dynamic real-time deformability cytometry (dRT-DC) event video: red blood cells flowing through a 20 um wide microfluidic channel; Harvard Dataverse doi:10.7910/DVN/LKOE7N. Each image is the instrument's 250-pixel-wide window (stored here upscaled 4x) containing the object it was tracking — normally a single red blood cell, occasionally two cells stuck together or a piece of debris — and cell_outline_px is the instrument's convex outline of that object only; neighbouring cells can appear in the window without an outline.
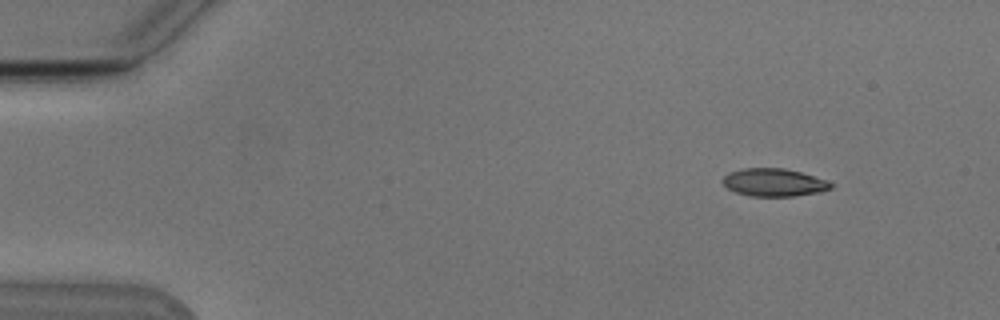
{"species": "Egyptian fruit bat (a non-hibernating species)", "species_latin": "Rousettus aegyptiacus", "temperature_condition": "cold", "stored_images_in_passage": 3, "camera_frame_rate_fps": 3000, "um_per_image_px": 0.085, "animal": {"sex": "male"}, "frame": {"image": 1, "passage_image": 1, "time_ms": 0.0, "image_size_px": [1000, 320], "cell_outline_px": [[836, 184], [832, 188], [820, 192], [792, 196], [752, 196], [736, 192], [728, 188], [720, 180], [728, 172], [744, 168], [784, 168], [800, 172]], "centroid_in_image_um": [65.77, 15.5], "position_along_channel_um": 19.2, "area_um2": 17.46}}
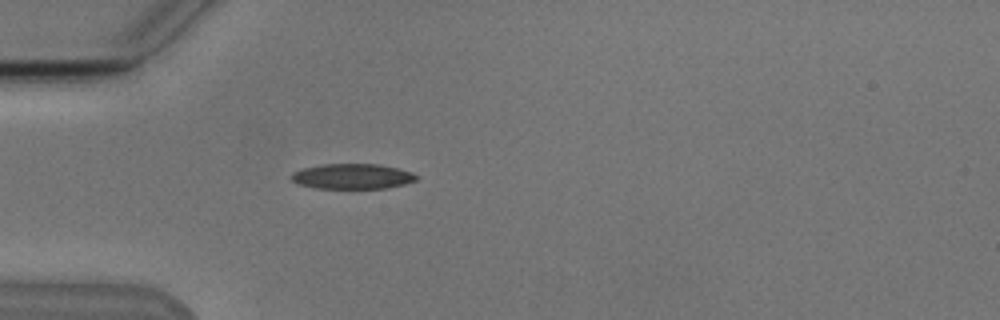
{"frame": {"image": 2, "passage_image": 3, "time_ms": 3.333, "image_size_px": [1000, 320], "cell_outline_px": [[416, 180], [404, 184], [384, 188], [316, 188], [300, 184], [292, 180], [288, 176], [292, 172], [304, 168], [324, 164], [376, 164], [396, 168], [412, 172], [416, 176]], "centroid_in_image_um": [29.91, 14.99], "position_along_channel_um": 55.1, "area_um2": 18.15}}